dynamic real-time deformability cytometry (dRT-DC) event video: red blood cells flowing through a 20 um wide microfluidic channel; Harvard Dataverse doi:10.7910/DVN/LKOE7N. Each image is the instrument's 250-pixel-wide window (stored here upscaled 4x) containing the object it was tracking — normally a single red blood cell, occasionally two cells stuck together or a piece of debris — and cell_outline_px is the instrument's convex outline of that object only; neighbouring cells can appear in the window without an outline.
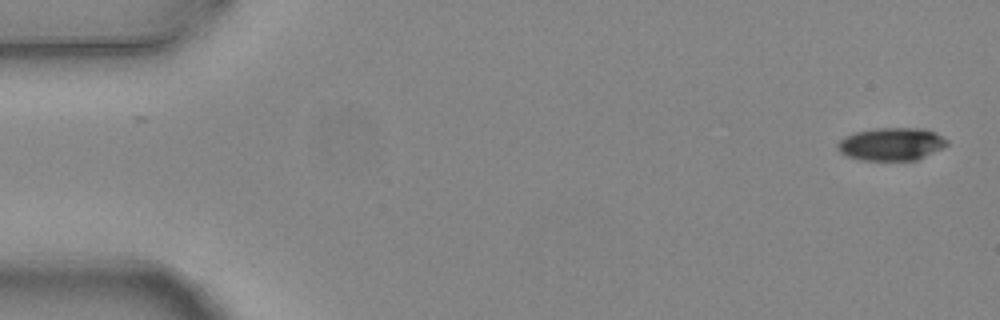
{"species": "common noctule bat (a hibernating species)", "species_latin": "Nyctalus noctula", "temperature_condition": "warm", "stored_images_in_passage": 4, "camera_frame_rate_fps": 3000, "um_per_image_px": 0.085, "animal": {"sex": "female", "body_mass_g": 24.6, "forearm_length_mm": 56.2}, "frame": {"image": 1, "passage_image": 1, "time_ms": 0.0, "image_size_px": [1000, 320], "cell_outline_px": [[948, 144], [916, 160], [860, 160], [848, 156], [840, 152], [836, 148], [836, 144], [844, 136], [856, 132], [872, 128], [924, 128], [936, 132], [948, 140]], "centroid_in_image_um": [75.73, 12.23], "position_along_channel_um": 9.3, "area_um2": 20.92}}
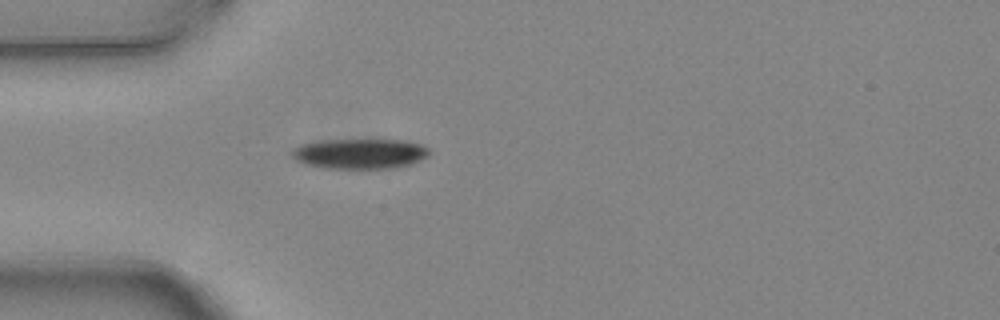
{"frame": {"image": 2, "passage_image": 4, "time_ms": 1.0, "image_size_px": [1000, 320], "cell_outline_px": [[432, 152], [428, 156], [412, 164], [396, 168], [328, 168], [304, 164], [296, 160], [288, 152], [292, 148], [300, 144], [324, 140], [404, 140], [420, 144], [428, 148]], "centroid_in_image_um": [30.58, 13.06], "position_along_channel_um": 54.4, "area_um2": 24.33}}